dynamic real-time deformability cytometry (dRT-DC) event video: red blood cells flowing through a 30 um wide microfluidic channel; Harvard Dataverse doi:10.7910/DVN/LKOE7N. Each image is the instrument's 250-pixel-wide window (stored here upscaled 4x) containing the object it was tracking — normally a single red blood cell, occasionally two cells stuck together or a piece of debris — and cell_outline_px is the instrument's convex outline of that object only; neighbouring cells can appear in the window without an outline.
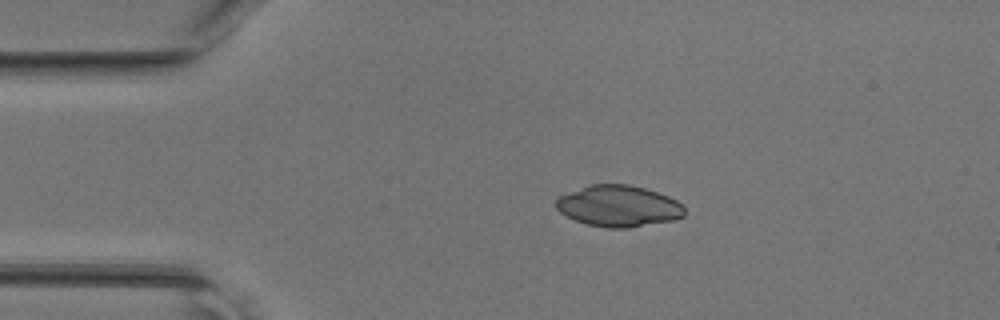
{"species": "common noctule bat (a hibernating species)", "species_latin": "Nyctalus noctula", "temperature_condition": "room temperature", "stored_images_in_passage": 37, "camera_frame_rate_fps": 3000, "um_per_image_px": 0.085, "animal": {"sex": "female", "body_mass_g": 17.0, "forearm_length_mm": 48.0}, "frame": {"image": 1, "passage_image": 1, "time_ms": 0.0, "image_size_px": [1000, 320], "cell_outline_px": [[684, 216], [672, 220], [628, 228], [608, 228], [588, 224], [576, 220], [560, 212], [556, 208], [556, 200], [560, 196], [588, 184], [628, 184], [644, 188], [668, 196], [676, 200], [684, 208]], "centroid_in_image_um": [52.57, 17.51], "position_along_channel_um": 32.4, "area_um2": 30.63}}
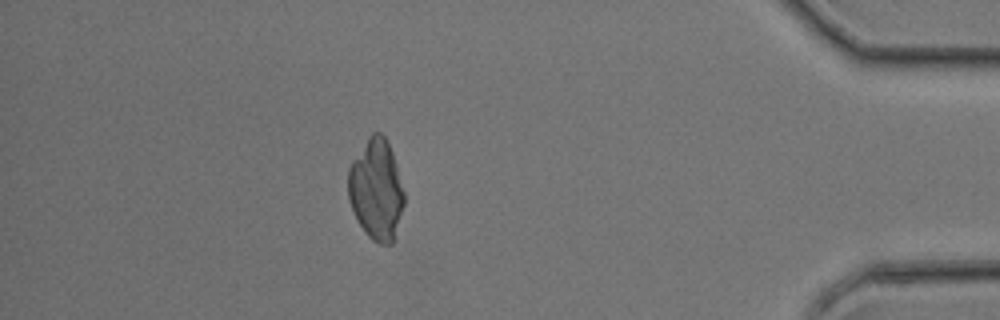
{"frame": {"image": 2, "passage_image": 32, "time_ms": 10.333, "image_size_px": [1000, 320], "cell_outline_px": [[404, 204], [392, 244], [380, 244], [372, 240], [364, 232], [348, 200], [348, 168], [352, 160], [368, 136], [372, 132], [380, 132], [388, 140], [396, 164], [404, 192]], "centroid_in_image_um": [31.97, 16.09], "position_along_channel_um": 403.2, "area_um2": 32.89}}